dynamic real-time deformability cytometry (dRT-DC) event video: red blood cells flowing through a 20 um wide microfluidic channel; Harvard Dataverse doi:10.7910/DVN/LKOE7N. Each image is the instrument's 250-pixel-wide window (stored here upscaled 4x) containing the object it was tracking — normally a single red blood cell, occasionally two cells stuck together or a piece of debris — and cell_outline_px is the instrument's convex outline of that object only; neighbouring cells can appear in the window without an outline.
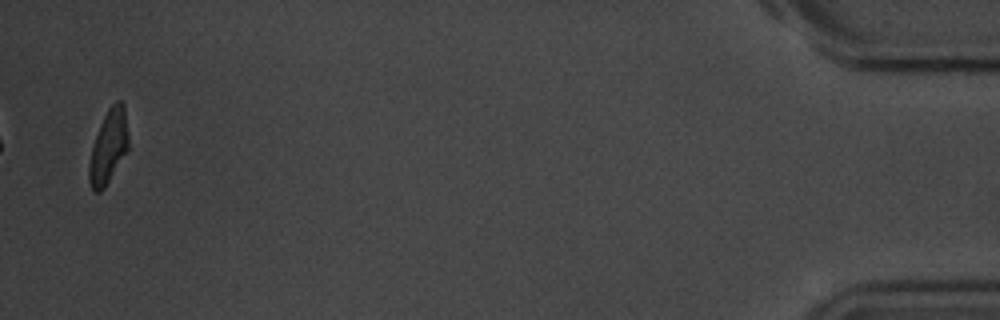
{"species": "common noctule bat (a hibernating species)", "species_latin": "Nyctalus noctula", "temperature_condition": "room temperature", "stored_images_in_passage": 57, "camera_frame_rate_fps": 3000, "um_per_image_px": 0.085, "animal": {"sex": "male", "body_mass_g": 20.1, "forearm_length_mm": 53.5}, "frame": {"image": 1, "passage_image": 57, "time_ms": 18.667, "image_size_px": [1000, 320], "cell_outline_px": [[128, 148], [104, 188], [100, 192], [92, 192], [88, 180], [88, 164], [92, 148], [100, 124], [108, 108], [116, 100], [120, 100], [124, 104], [128, 132]], "centroid_in_image_um": [9.2, 12.47], "position_along_channel_um": 426.0, "area_um2": 16.76}, "authors_computed_cell_mechanics": {"area_um2": 15.3748, "velocity_mm_per_s": 3.6825, "shape_relaxation_time_tau1_ms": 3.5513, "shape_relaxation_time_tau2_ms": null, "deformation_change_tau1": 0.1507, "deformation_change_tau2": null}}